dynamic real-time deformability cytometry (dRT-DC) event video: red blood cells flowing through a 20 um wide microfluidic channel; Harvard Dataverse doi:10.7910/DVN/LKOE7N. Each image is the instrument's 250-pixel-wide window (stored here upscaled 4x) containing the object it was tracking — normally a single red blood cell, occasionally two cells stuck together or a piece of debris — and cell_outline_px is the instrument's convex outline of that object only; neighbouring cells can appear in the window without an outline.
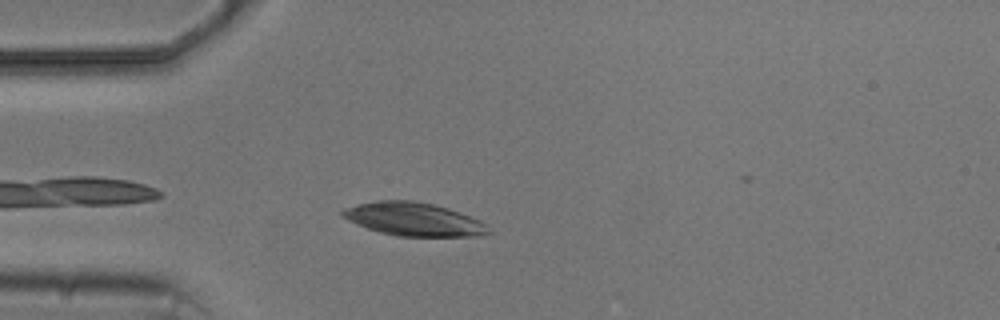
{"species": "common noctule bat (a hibernating species)", "species_latin": "Nyctalus noctula", "temperature_condition": "cold", "stored_images_in_passage": 6, "camera_frame_rate_fps": 3000, "um_per_image_px": 0.085, "animal": {"sex": "male", "body_mass_g": 20.5, "forearm_length_mm": 52.5}, "frame": {"image": 1, "passage_image": 4, "time_ms": 3.333, "image_size_px": [1000, 320], "cell_outline_px": [[492, 232], [480, 236], [396, 236], [380, 232], [356, 224], [340, 216], [340, 212], [344, 208], [376, 200], [408, 200], [432, 204], [448, 208], [460, 212], [480, 220], [488, 224]], "centroid_in_image_um": [35.19, 18.64], "position_along_channel_um": 49.8, "area_um2": 28.38}}